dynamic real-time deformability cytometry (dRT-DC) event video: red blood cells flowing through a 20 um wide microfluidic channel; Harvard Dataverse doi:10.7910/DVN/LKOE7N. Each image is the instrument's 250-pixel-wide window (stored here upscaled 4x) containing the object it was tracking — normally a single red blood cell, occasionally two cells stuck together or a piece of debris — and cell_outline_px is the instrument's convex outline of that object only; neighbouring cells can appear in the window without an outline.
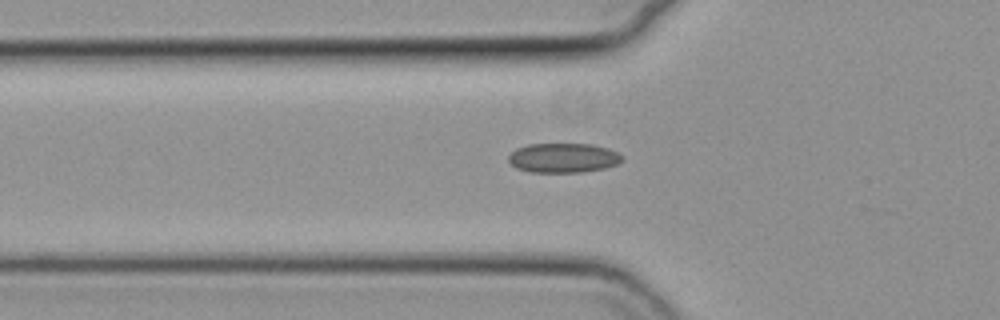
{"species": "common noctule bat (a hibernating species)", "species_latin": "Nyctalus noctula", "temperature_condition": "cold", "stored_images_in_passage": 39, "camera_frame_rate_fps": 3000, "um_per_image_px": 0.085, "animal": {"sex": "female", "body_mass_g": 19.3, "forearm_length_mm": 54.1}, "frame": {"image": 1, "passage_image": 4, "time_ms": 1.0, "image_size_px": [1000, 320], "cell_outline_px": [[624, 160], [616, 164], [604, 168], [580, 172], [528, 172], [516, 168], [508, 160], [508, 156], [516, 148], [528, 144], [592, 144], [608, 148], [624, 156]], "centroid_in_image_um": [47.87, 13.42], "position_along_channel_um": 77.9, "area_um2": 19.59}}
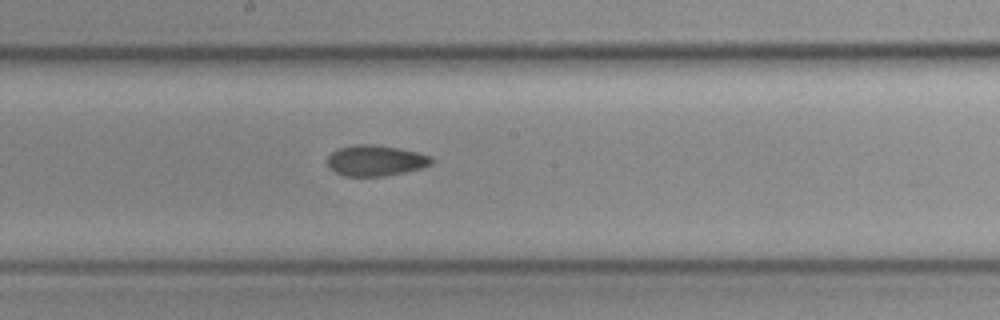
{"frame": {"image": 2, "passage_image": 15, "time_ms": 4.667, "image_size_px": [1000, 320], "cell_outline_px": [[432, 164], [420, 168], [404, 172], [384, 176], [344, 176], [328, 168], [328, 156], [332, 152], [340, 148], [352, 144], [372, 144], [396, 148], [416, 152], [432, 156]], "centroid_in_image_um": [31.9, 13.65], "position_along_channel_um": 216.3, "area_um2": 18.55}}
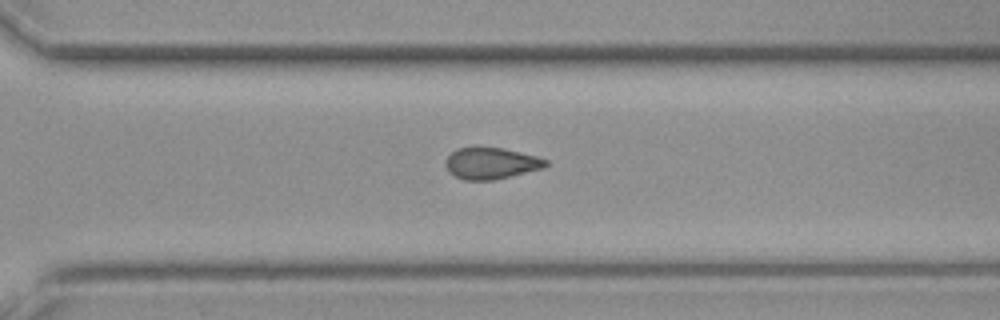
{"frame": {"image": 3, "passage_image": 24, "time_ms": 7.667, "image_size_px": [1000, 320], "cell_outline_px": [[548, 164], [544, 168], [492, 180], [464, 180], [448, 172], [444, 164], [444, 160], [456, 148], [504, 148], [536, 156], [548, 160]], "centroid_in_image_um": [41.72, 13.88], "position_along_channel_um": 328.9, "area_um2": 18.26}}